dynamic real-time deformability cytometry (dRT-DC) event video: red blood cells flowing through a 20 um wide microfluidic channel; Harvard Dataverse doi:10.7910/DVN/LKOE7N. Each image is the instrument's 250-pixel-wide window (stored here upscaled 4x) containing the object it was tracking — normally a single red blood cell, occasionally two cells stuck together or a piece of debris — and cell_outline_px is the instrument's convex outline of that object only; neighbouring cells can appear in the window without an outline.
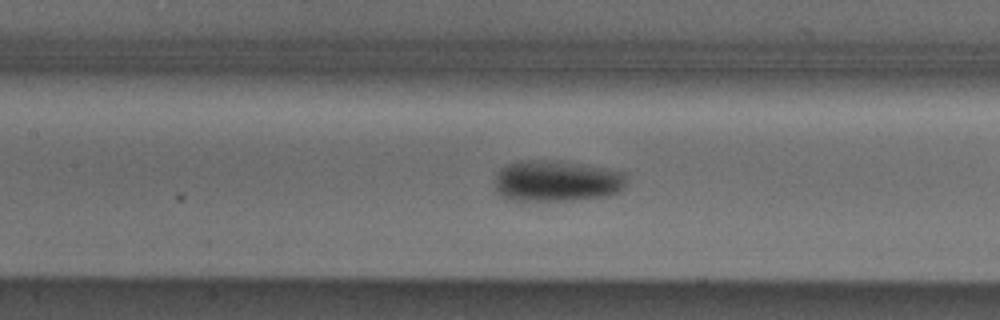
{"species": "Egyptian fruit bat (a non-hibernating species)", "species_latin": "Rousettus aegyptiacus", "temperature_condition": "cold", "stored_images_in_passage": 45, "camera_frame_rate_fps": 3000, "um_per_image_px": 0.085, "animal": {"sex": "male"}, "frame": {"image": 1, "passage_image": 20, "time_ms": 6.333, "image_size_px": [1000, 320], "cell_outline_px": [[628, 180], [624, 188], [620, 192], [604, 196], [568, 200], [516, 200], [500, 196], [496, 188], [496, 172], [500, 168], [508, 164], [520, 160], [556, 160], [628, 172]], "centroid_in_image_um": [47.36, 15.36], "position_along_channel_um": 160.0, "area_um2": 31.79}, "authors_computed_cell_mechanics": {"area_um2": 28.7266, "velocity_mm_per_s": 3.8394, "shape_relaxation_time_tau1_ms": 4.1051, "shape_relaxation_time_tau2_ms": 3.5592, "deformation_change_tau1": 0.1154, "deformation_change_tau2": 0.043}}